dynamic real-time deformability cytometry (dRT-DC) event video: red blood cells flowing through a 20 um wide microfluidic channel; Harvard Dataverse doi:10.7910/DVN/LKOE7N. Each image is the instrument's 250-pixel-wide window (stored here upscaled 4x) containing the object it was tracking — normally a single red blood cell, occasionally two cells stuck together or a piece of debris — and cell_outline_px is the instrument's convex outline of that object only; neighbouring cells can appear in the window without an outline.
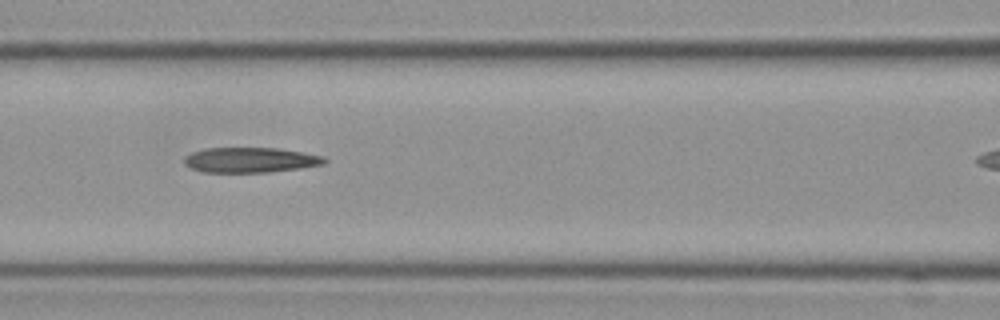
{"species": "Egyptian fruit bat (a non-hibernating species)", "species_latin": "Rousettus aegyptiacus", "temperature_condition": "cold", "stored_images_in_passage": 13, "camera_frame_rate_fps": 3000, "um_per_image_px": 0.085, "frame": {"image": 1, "passage_image": 5, "time_ms": 1.333, "image_size_px": [1000, 320], "cell_outline_px": [[328, 160], [324, 164], [300, 168], [268, 172], [204, 172], [192, 168], [184, 164], [184, 156], [192, 152], [204, 148], [280, 148], [304, 152], [324, 156]], "centroid_in_image_um": [21.3, 13.59], "position_along_channel_um": 145.3, "area_um2": 20.63}}
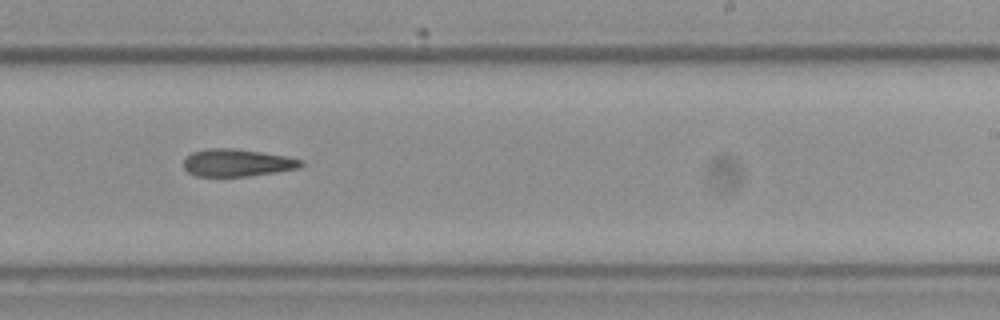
{"frame": {"image": 2, "passage_image": 9, "time_ms": 2.667, "image_size_px": [1000, 320], "cell_outline_px": [[304, 164], [300, 168], [276, 172], [248, 176], [196, 176], [188, 172], [184, 168], [184, 160], [192, 152], [204, 148], [232, 148], [288, 156], [304, 160]], "centroid_in_image_um": [20.18, 13.83], "position_along_channel_um": 268.8, "area_um2": 18.84}}
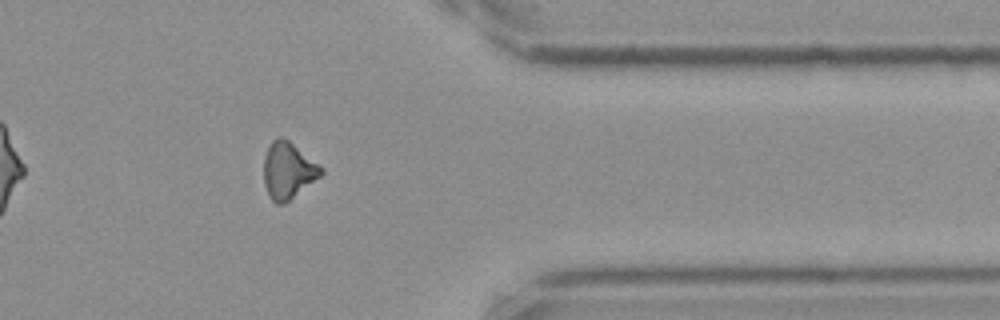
{"frame": {"image": 3, "passage_image": 12, "time_ms": 3.667, "image_size_px": [1000, 320], "cell_outline_px": [[324, 172], [320, 176], [284, 204], [276, 204], [268, 196], [264, 184], [264, 156], [272, 140], [276, 136], [280, 136], [288, 140], [324, 168]], "centroid_in_image_um": [24.47, 14.49], "position_along_channel_um": 386.9, "area_um2": 18.79}}